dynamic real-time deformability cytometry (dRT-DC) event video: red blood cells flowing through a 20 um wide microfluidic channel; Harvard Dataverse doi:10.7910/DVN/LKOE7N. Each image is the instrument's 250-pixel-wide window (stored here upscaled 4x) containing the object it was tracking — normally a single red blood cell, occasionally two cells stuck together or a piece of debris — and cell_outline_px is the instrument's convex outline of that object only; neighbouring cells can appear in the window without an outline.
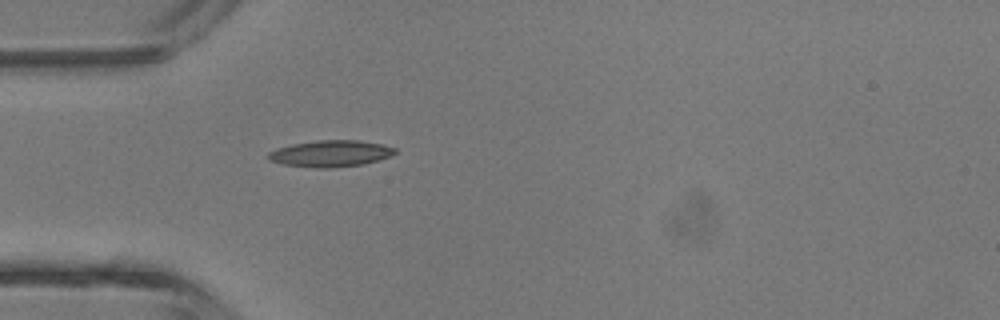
{"species": "common noctule bat (a hibernating species)", "species_latin": "Nyctalus noctula", "temperature_condition": "room temperature", "stored_images_in_passage": 1, "camera_frame_rate_fps": 3000, "um_per_image_px": 0.085, "animal": {"sex": "male", "body_mass_g": 13.3}, "frame": {"image": 1, "passage_image": 1, "time_ms": 0.0, "image_size_px": [1000, 320], "cell_outline_px": [[396, 152], [388, 156], [364, 164], [332, 168], [316, 168], [284, 164], [268, 160], [264, 156], [268, 152], [276, 148], [292, 144], [316, 140], [360, 140], [380, 144], [396, 148]], "centroid_in_image_um": [28.03, 13.05], "position_along_channel_um": 57.0, "area_um2": 19.59}}